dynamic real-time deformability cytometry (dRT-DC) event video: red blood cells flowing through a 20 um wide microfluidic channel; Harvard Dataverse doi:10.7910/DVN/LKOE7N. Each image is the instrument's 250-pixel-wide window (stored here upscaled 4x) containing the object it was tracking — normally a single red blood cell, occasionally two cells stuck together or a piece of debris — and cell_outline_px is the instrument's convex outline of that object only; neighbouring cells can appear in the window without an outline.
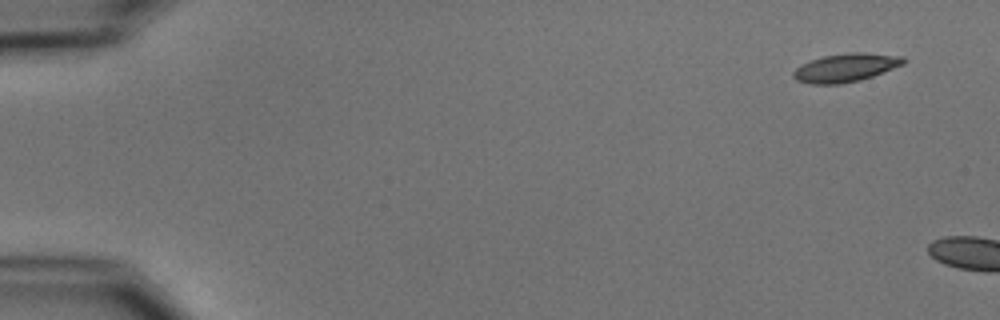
{"species": "common noctule bat (a hibernating species)", "species_latin": "Nyctalus noctula", "temperature_condition": "cold", "stored_images_in_passage": 2, "camera_frame_rate_fps": 3000, "um_per_image_px": 0.085, "animal": {"sex": "male", "body_mass_g": 15.6}, "frame": {"image": 1, "passage_image": 1, "time_ms": 0.0, "image_size_px": [1000, 320], "cell_outline_px": [[908, 60], [904, 64], [872, 76], [860, 80], [840, 84], [812, 84], [796, 80], [792, 76], [792, 72], [796, 68], [812, 60], [824, 56], [848, 52], [864, 52], [904, 56]], "centroid_in_image_um": [71.92, 5.74], "position_along_channel_um": 13.1, "area_um2": 18.21}}